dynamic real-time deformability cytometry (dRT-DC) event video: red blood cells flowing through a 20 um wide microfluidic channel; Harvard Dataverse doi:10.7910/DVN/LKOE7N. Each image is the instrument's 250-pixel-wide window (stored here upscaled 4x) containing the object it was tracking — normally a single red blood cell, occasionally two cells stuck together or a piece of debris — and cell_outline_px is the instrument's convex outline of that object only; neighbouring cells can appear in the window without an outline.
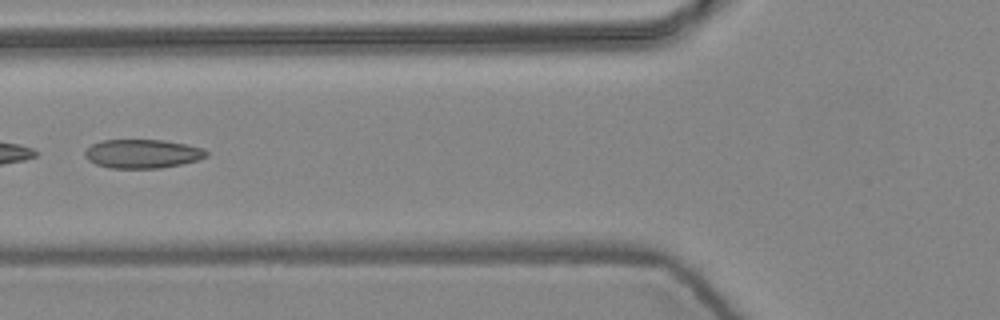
{"species": "common noctule bat (a hibernating species)", "species_latin": "Nyctalus noctula", "temperature_condition": "warm", "stored_images_in_passage": 5, "camera_frame_rate_fps": 3000, "um_per_image_px": 0.085, "animal": {"sex": "female", "body_mass_g": 24.6, "forearm_length_mm": 56.2}, "frame": {"image": 1, "passage_image": 5, "time_ms": 1.333, "image_size_px": [1000, 320], "cell_outline_px": [[208, 156], [196, 160], [180, 164], [160, 168], [108, 168], [96, 164], [88, 160], [84, 156], [84, 152], [92, 144], [100, 140], [164, 140], [184, 144], [200, 148], [208, 152]], "centroid_in_image_um": [12.06, 13.07], "position_along_channel_um": 113.7, "area_um2": 20.29}}